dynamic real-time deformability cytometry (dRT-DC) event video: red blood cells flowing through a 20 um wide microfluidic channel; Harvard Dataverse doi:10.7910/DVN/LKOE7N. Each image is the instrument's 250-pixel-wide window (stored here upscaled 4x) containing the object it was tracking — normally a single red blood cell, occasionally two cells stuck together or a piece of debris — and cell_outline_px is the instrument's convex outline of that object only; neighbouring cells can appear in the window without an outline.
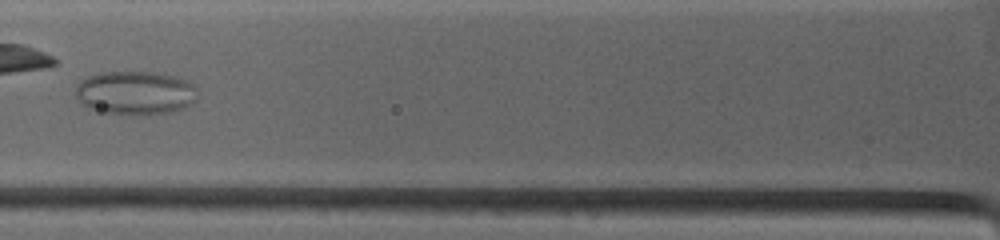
{"species": "common noctule bat (a hibernating species)", "species_latin": "Nyctalus noctula", "temperature_condition": "warm", "stored_images_in_passage": 32, "camera_frame_rate_fps": 4500, "um_per_image_px": 0.085, "animal": {"sex": "female", "body_mass_g": 19.0, "forearm_length_mm": 53.3}, "frame": {"image": 1, "passage_image": 4, "time_ms": 1.333, "image_size_px": [1000, 240], "cell_outline_px": [[196, 100], [184, 108], [168, 112], [104, 112], [88, 108], [76, 96], [76, 84], [84, 76], [100, 72], [156, 72], [172, 76], [184, 80], [192, 84], [196, 88]], "centroid_in_image_um": [11.46, 7.84], "position_along_channel_um": 114.3, "area_um2": 30.23}}
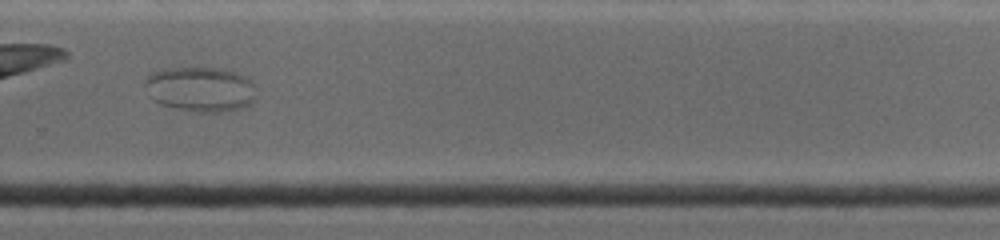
{"frame": {"image": 2, "passage_image": 15, "time_ms": 6.667, "image_size_px": [1000, 240], "cell_outline_px": [[256, 100], [240, 108], [216, 112], [200, 112], [176, 108], [160, 104], [152, 100], [148, 96], [144, 84], [144, 80], [152, 72], [164, 68], [220, 68], [244, 76], [252, 80], [256, 84]], "centroid_in_image_um": [17.03, 7.58], "position_along_channel_um": 312.8, "area_um2": 29.36}}
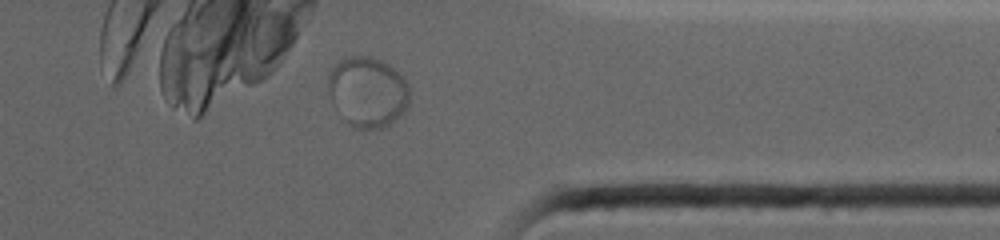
{"frame": {"image": 3, "passage_image": 19, "time_ms": 8.667, "image_size_px": [1000, 240], "cell_outline_px": [[408, 104], [388, 124], [380, 128], [352, 128], [344, 120], [332, 100], [328, 88], [328, 76], [332, 68], [340, 60], [348, 56], [372, 56], [388, 64], [408, 84]], "centroid_in_image_um": [31.2, 7.79], "position_along_channel_um": 380.2, "area_um2": 32.6}}